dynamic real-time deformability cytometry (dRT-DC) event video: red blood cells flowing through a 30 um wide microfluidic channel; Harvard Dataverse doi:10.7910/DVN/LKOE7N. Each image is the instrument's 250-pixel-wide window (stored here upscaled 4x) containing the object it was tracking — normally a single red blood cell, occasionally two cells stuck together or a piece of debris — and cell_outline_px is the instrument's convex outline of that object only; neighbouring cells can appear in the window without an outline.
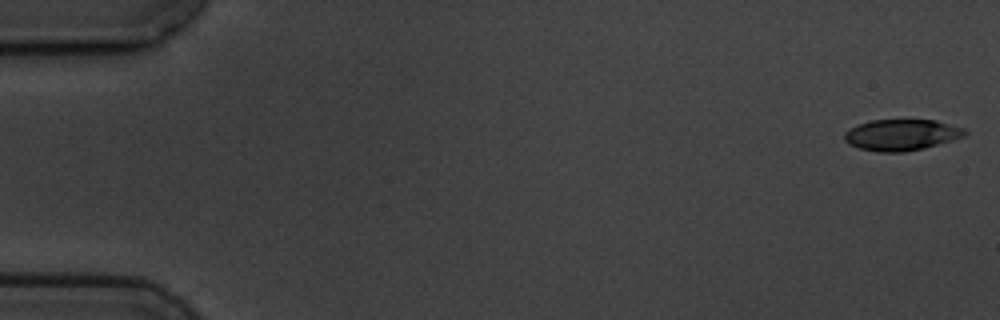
{"species": "common noctule bat (a hibernating species)", "species_latin": "Nyctalus noctula", "temperature_condition": "cold", "stored_images_in_passage": 11, "camera_frame_rate_fps": 3000, "um_per_image_px": 0.085, "animal": {"sex": "male", "body_mass_g": 19.5, "forearm_length_mm": 54.6}, "frame": {"image": 1, "passage_image": 1, "time_ms": 0.0, "image_size_px": [1000, 320], "cell_outline_px": [[968, 132], [964, 136], [952, 140], [924, 148], [904, 152], [876, 152], [860, 148], [848, 144], [844, 140], [844, 132], [860, 124], [872, 120], [936, 120], [964, 128]], "centroid_in_image_um": [76.63, 11.47], "position_along_channel_um": 8.4, "area_um2": 21.79}}
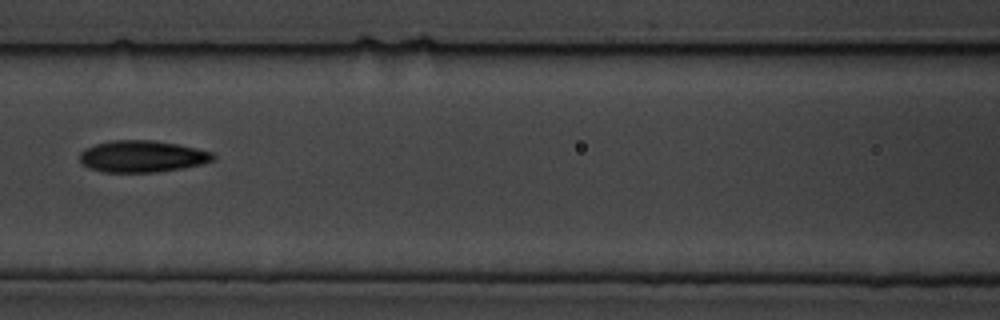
{"frame": {"image": 2, "passage_image": 7, "time_ms": 8.0, "image_size_px": [1000, 320], "cell_outline_px": [[216, 160], [204, 164], [184, 168], [156, 172], [104, 172], [88, 168], [80, 160], [80, 152], [84, 148], [96, 144], [112, 140], [152, 140], [176, 144], [196, 148], [212, 152], [216, 156]], "centroid_in_image_um": [12.11, 13.3], "position_along_channel_um": 154.5, "area_um2": 24.8}}
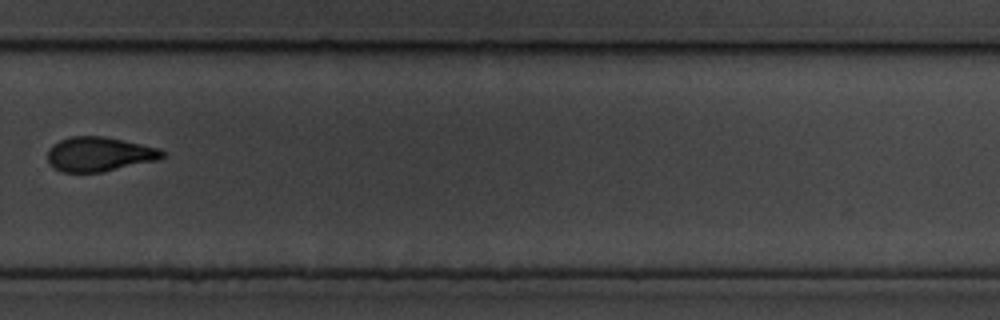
{"frame": {"image": 3, "passage_image": 11, "time_ms": 12.667, "image_size_px": [1000, 320], "cell_outline_px": [[168, 156], [160, 160], [100, 172], [64, 172], [48, 164], [48, 148], [52, 144], [60, 140], [72, 136], [104, 136], [160, 148], [168, 152]], "centroid_in_image_um": [8.5, 13.1], "position_along_channel_um": 321.3, "area_um2": 23.29}}